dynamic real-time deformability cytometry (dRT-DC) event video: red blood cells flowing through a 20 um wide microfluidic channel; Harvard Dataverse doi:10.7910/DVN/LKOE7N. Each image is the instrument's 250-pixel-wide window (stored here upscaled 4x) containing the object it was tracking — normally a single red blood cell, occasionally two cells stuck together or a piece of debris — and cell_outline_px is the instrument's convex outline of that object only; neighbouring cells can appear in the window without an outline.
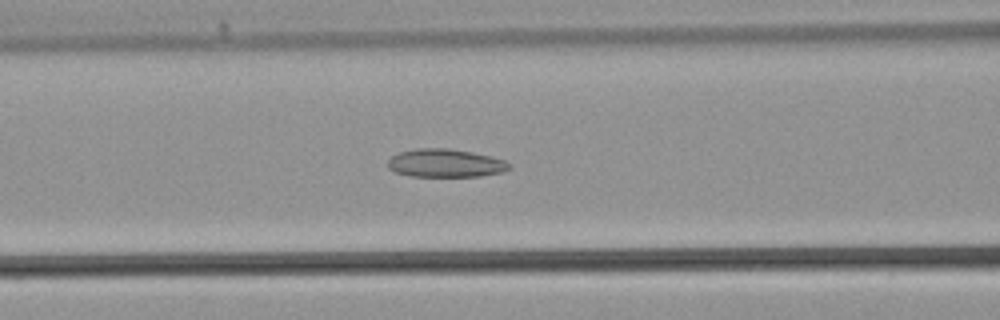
{"species": "common noctule bat (a hibernating species)", "species_latin": "Nyctalus noctula", "temperature_condition": "warm", "stored_images_in_passage": 39, "camera_frame_rate_fps": 3000, "um_per_image_px": 0.085, "animal": {"sex": "male", "body_mass_g": 21.5, "forearm_length_mm": 52.0}, "frame": {"image": 1, "passage_image": 15, "time_ms": 4.667, "image_size_px": [1000, 320], "cell_outline_px": [[512, 168], [504, 172], [480, 176], [412, 176], [396, 172], [388, 168], [388, 160], [392, 156], [400, 152], [416, 148], [448, 148], [472, 152], [492, 156], [504, 160], [512, 164]], "centroid_in_image_um": [37.91, 13.86], "position_along_channel_um": 128.7, "area_um2": 20.06}}
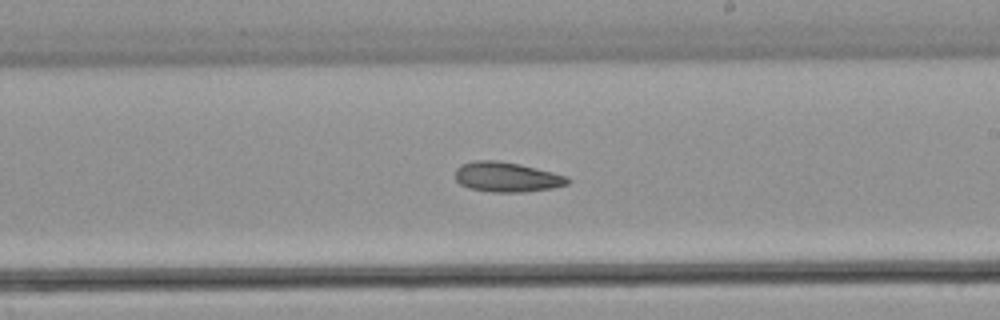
{"frame": {"image": 2, "passage_image": 22, "time_ms": 7.0, "image_size_px": [1000, 320], "cell_outline_px": [[572, 180], [568, 184], [552, 188], [524, 192], [492, 192], [468, 188], [460, 184], [456, 180], [456, 168], [460, 164], [476, 160], [496, 160], [520, 164], [568, 176]], "centroid_in_image_um": [43.08, 15.04], "position_along_channel_um": 245.9, "area_um2": 19.71}}
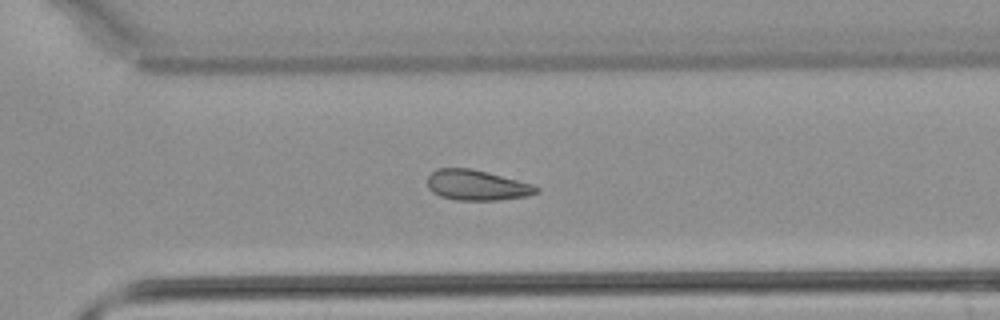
{"frame": {"image": 3, "passage_image": 27, "time_ms": 8.667, "image_size_px": [1000, 320], "cell_outline_px": [[540, 192], [528, 196], [500, 200], [456, 200], [440, 196], [432, 192], [428, 188], [428, 176], [436, 168], [472, 168], [532, 184], [540, 188]], "centroid_in_image_um": [40.53, 15.74], "position_along_channel_um": 330.1, "area_um2": 19.36}}